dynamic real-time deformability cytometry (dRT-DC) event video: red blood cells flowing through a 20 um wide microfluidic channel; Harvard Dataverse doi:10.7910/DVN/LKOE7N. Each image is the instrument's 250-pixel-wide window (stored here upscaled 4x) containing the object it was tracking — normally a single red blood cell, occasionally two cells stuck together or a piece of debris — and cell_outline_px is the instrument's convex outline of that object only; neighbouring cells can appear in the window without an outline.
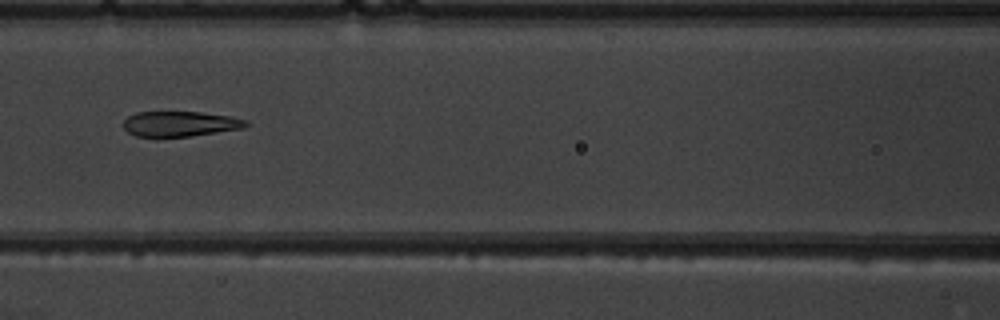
{"species": "common noctule bat (a hibernating species)", "species_latin": "Nyctalus noctula", "temperature_condition": "warm", "stored_images_in_passage": 8, "camera_frame_rate_fps": 3000, "um_per_image_px": 0.085, "animal": {"sex": "male", "body_mass_g": 19.5, "forearm_length_mm": 54.6}, "frame": {"image": 1, "passage_image": 7, "time_ms": 7.0, "image_size_px": [1000, 320], "cell_outline_px": [[252, 124], [244, 128], [192, 136], [136, 136], [128, 132], [124, 128], [124, 120], [128, 116], [136, 112], [200, 112], [232, 116], [248, 120]], "centroid_in_image_um": [15.38, 10.52], "position_along_channel_um": 151.2, "area_um2": 18.09}}
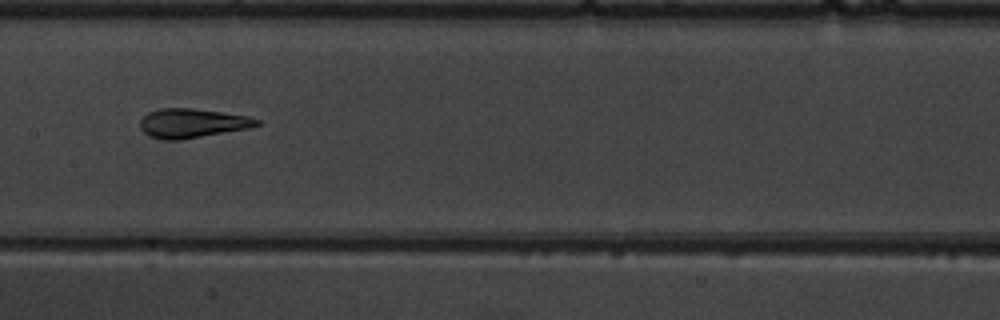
{"frame": {"image": 2, "passage_image": 8, "time_ms": 8.0, "image_size_px": [1000, 320], "cell_outline_px": [[260, 124], [248, 128], [180, 140], [164, 140], [148, 136], [140, 128], [140, 120], [148, 112], [160, 108], [192, 108], [248, 116], [260, 120]], "centroid_in_image_um": [16.3, 10.47], "position_along_channel_um": 191.1, "area_um2": 19.77}}